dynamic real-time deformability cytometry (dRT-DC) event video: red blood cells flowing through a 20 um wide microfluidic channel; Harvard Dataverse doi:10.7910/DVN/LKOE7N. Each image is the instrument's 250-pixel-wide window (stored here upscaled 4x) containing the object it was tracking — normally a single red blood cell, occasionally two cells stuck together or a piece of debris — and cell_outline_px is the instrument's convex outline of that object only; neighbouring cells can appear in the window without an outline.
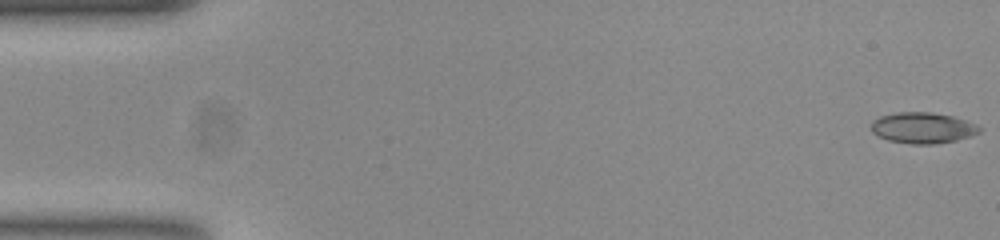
{"species": "common noctule bat (a hibernating species)", "species_latin": "Nyctalus noctula", "temperature_condition": "room temperature", "stored_images_in_passage": 8, "camera_frame_rate_fps": 3000, "um_per_image_px": 0.085, "animal": {"sex": "female", "body_mass_g": 23.0, "forearm_length_mm": 53.4}, "frame": {"image": 1, "passage_image": 1, "time_ms": 0.0, "image_size_px": [1000, 240], "cell_outline_px": [[980, 132], [972, 136], [956, 140], [936, 144], [912, 144], [888, 140], [872, 132], [872, 120], [880, 116], [896, 112], [932, 112], [952, 116], [976, 124], [980, 128]], "centroid_in_image_um": [78.43, 10.86], "position_along_channel_um": 6.6, "area_um2": 19.48}}